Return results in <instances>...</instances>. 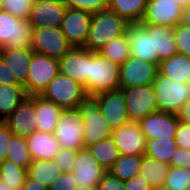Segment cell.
Returning a JSON list of instances; mask_svg holds the SVG:
<instances>
[{
  "label": "cell",
  "instance_id": "6da1fadb",
  "mask_svg": "<svg viewBox=\"0 0 190 190\" xmlns=\"http://www.w3.org/2000/svg\"><path fill=\"white\" fill-rule=\"evenodd\" d=\"M129 23L110 9L92 14L86 49L98 52L113 39L127 33Z\"/></svg>",
  "mask_w": 190,
  "mask_h": 190
},
{
  "label": "cell",
  "instance_id": "7a4b0ae2",
  "mask_svg": "<svg viewBox=\"0 0 190 190\" xmlns=\"http://www.w3.org/2000/svg\"><path fill=\"white\" fill-rule=\"evenodd\" d=\"M120 65L107 59L99 52L89 50V75L87 95L115 91L120 88Z\"/></svg>",
  "mask_w": 190,
  "mask_h": 190
},
{
  "label": "cell",
  "instance_id": "3957f363",
  "mask_svg": "<svg viewBox=\"0 0 190 190\" xmlns=\"http://www.w3.org/2000/svg\"><path fill=\"white\" fill-rule=\"evenodd\" d=\"M77 108L83 117L85 148L111 137L112 129L102 116L95 95H86Z\"/></svg>",
  "mask_w": 190,
  "mask_h": 190
},
{
  "label": "cell",
  "instance_id": "277c9868",
  "mask_svg": "<svg viewBox=\"0 0 190 190\" xmlns=\"http://www.w3.org/2000/svg\"><path fill=\"white\" fill-rule=\"evenodd\" d=\"M158 110L176 114L190 100V83H179L159 72L152 83Z\"/></svg>",
  "mask_w": 190,
  "mask_h": 190
},
{
  "label": "cell",
  "instance_id": "5b68a950",
  "mask_svg": "<svg viewBox=\"0 0 190 190\" xmlns=\"http://www.w3.org/2000/svg\"><path fill=\"white\" fill-rule=\"evenodd\" d=\"M59 72L58 59L33 53L26 83L23 85L27 96L41 95Z\"/></svg>",
  "mask_w": 190,
  "mask_h": 190
},
{
  "label": "cell",
  "instance_id": "8992f818",
  "mask_svg": "<svg viewBox=\"0 0 190 190\" xmlns=\"http://www.w3.org/2000/svg\"><path fill=\"white\" fill-rule=\"evenodd\" d=\"M40 96L62 109H69L76 108L86 93L82 85L59 72Z\"/></svg>",
  "mask_w": 190,
  "mask_h": 190
},
{
  "label": "cell",
  "instance_id": "52a82bcc",
  "mask_svg": "<svg viewBox=\"0 0 190 190\" xmlns=\"http://www.w3.org/2000/svg\"><path fill=\"white\" fill-rule=\"evenodd\" d=\"M61 147L79 150L84 146V122L78 108L63 109L54 133Z\"/></svg>",
  "mask_w": 190,
  "mask_h": 190
},
{
  "label": "cell",
  "instance_id": "ba28073f",
  "mask_svg": "<svg viewBox=\"0 0 190 190\" xmlns=\"http://www.w3.org/2000/svg\"><path fill=\"white\" fill-rule=\"evenodd\" d=\"M30 48L35 54L59 60L73 47L67 41L61 28L41 27L32 29Z\"/></svg>",
  "mask_w": 190,
  "mask_h": 190
},
{
  "label": "cell",
  "instance_id": "9c48e42d",
  "mask_svg": "<svg viewBox=\"0 0 190 190\" xmlns=\"http://www.w3.org/2000/svg\"><path fill=\"white\" fill-rule=\"evenodd\" d=\"M119 89L122 90L125 96L130 122L138 123L145 116L159 111L152 84Z\"/></svg>",
  "mask_w": 190,
  "mask_h": 190
},
{
  "label": "cell",
  "instance_id": "30bf717a",
  "mask_svg": "<svg viewBox=\"0 0 190 190\" xmlns=\"http://www.w3.org/2000/svg\"><path fill=\"white\" fill-rule=\"evenodd\" d=\"M32 29L28 20L16 18L9 12L1 10L0 48H29Z\"/></svg>",
  "mask_w": 190,
  "mask_h": 190
},
{
  "label": "cell",
  "instance_id": "8fae6325",
  "mask_svg": "<svg viewBox=\"0 0 190 190\" xmlns=\"http://www.w3.org/2000/svg\"><path fill=\"white\" fill-rule=\"evenodd\" d=\"M158 64L130 56L120 65V88L150 85L158 74Z\"/></svg>",
  "mask_w": 190,
  "mask_h": 190
},
{
  "label": "cell",
  "instance_id": "7c38bea8",
  "mask_svg": "<svg viewBox=\"0 0 190 190\" xmlns=\"http://www.w3.org/2000/svg\"><path fill=\"white\" fill-rule=\"evenodd\" d=\"M127 35L132 56L159 64L157 52H154V25L129 23Z\"/></svg>",
  "mask_w": 190,
  "mask_h": 190
},
{
  "label": "cell",
  "instance_id": "4fadbf2b",
  "mask_svg": "<svg viewBox=\"0 0 190 190\" xmlns=\"http://www.w3.org/2000/svg\"><path fill=\"white\" fill-rule=\"evenodd\" d=\"M183 10L175 0H148L141 23L174 27L181 22Z\"/></svg>",
  "mask_w": 190,
  "mask_h": 190
},
{
  "label": "cell",
  "instance_id": "5bb4252c",
  "mask_svg": "<svg viewBox=\"0 0 190 190\" xmlns=\"http://www.w3.org/2000/svg\"><path fill=\"white\" fill-rule=\"evenodd\" d=\"M91 18L92 13L90 12L67 7L62 20L61 31L73 48L86 45Z\"/></svg>",
  "mask_w": 190,
  "mask_h": 190
},
{
  "label": "cell",
  "instance_id": "9a60e30c",
  "mask_svg": "<svg viewBox=\"0 0 190 190\" xmlns=\"http://www.w3.org/2000/svg\"><path fill=\"white\" fill-rule=\"evenodd\" d=\"M66 10L62 0H35L28 21L32 28H61Z\"/></svg>",
  "mask_w": 190,
  "mask_h": 190
},
{
  "label": "cell",
  "instance_id": "2e32d148",
  "mask_svg": "<svg viewBox=\"0 0 190 190\" xmlns=\"http://www.w3.org/2000/svg\"><path fill=\"white\" fill-rule=\"evenodd\" d=\"M99 101V108L105 121L113 130L129 123L125 104V96L121 89L95 95Z\"/></svg>",
  "mask_w": 190,
  "mask_h": 190
},
{
  "label": "cell",
  "instance_id": "e0dca14e",
  "mask_svg": "<svg viewBox=\"0 0 190 190\" xmlns=\"http://www.w3.org/2000/svg\"><path fill=\"white\" fill-rule=\"evenodd\" d=\"M4 123L14 135L28 137L33 134L37 130L35 95L26 96Z\"/></svg>",
  "mask_w": 190,
  "mask_h": 190
},
{
  "label": "cell",
  "instance_id": "ac0fdd59",
  "mask_svg": "<svg viewBox=\"0 0 190 190\" xmlns=\"http://www.w3.org/2000/svg\"><path fill=\"white\" fill-rule=\"evenodd\" d=\"M106 172L87 148L77 150L72 170L77 186L97 187Z\"/></svg>",
  "mask_w": 190,
  "mask_h": 190
},
{
  "label": "cell",
  "instance_id": "d6986e66",
  "mask_svg": "<svg viewBox=\"0 0 190 190\" xmlns=\"http://www.w3.org/2000/svg\"><path fill=\"white\" fill-rule=\"evenodd\" d=\"M61 74L72 78L84 87L87 95V80L89 75V50L85 47H75L59 59Z\"/></svg>",
  "mask_w": 190,
  "mask_h": 190
},
{
  "label": "cell",
  "instance_id": "ffe728a7",
  "mask_svg": "<svg viewBox=\"0 0 190 190\" xmlns=\"http://www.w3.org/2000/svg\"><path fill=\"white\" fill-rule=\"evenodd\" d=\"M146 140L175 137L179 120L176 114L157 111L138 122Z\"/></svg>",
  "mask_w": 190,
  "mask_h": 190
},
{
  "label": "cell",
  "instance_id": "44dd1931",
  "mask_svg": "<svg viewBox=\"0 0 190 190\" xmlns=\"http://www.w3.org/2000/svg\"><path fill=\"white\" fill-rule=\"evenodd\" d=\"M112 138L120 155L143 156L146 149V138L138 123L129 122L112 131Z\"/></svg>",
  "mask_w": 190,
  "mask_h": 190
},
{
  "label": "cell",
  "instance_id": "7402d4cb",
  "mask_svg": "<svg viewBox=\"0 0 190 190\" xmlns=\"http://www.w3.org/2000/svg\"><path fill=\"white\" fill-rule=\"evenodd\" d=\"M25 139L32 160H53L61 148L53 133L36 130Z\"/></svg>",
  "mask_w": 190,
  "mask_h": 190
},
{
  "label": "cell",
  "instance_id": "603a6c76",
  "mask_svg": "<svg viewBox=\"0 0 190 190\" xmlns=\"http://www.w3.org/2000/svg\"><path fill=\"white\" fill-rule=\"evenodd\" d=\"M33 51L31 48H0V56L8 66L16 80L24 85L28 75V68L32 61Z\"/></svg>",
  "mask_w": 190,
  "mask_h": 190
},
{
  "label": "cell",
  "instance_id": "cb8c5ba5",
  "mask_svg": "<svg viewBox=\"0 0 190 190\" xmlns=\"http://www.w3.org/2000/svg\"><path fill=\"white\" fill-rule=\"evenodd\" d=\"M62 110L63 109L55 103L44 99L40 95H35L37 130L47 133H54Z\"/></svg>",
  "mask_w": 190,
  "mask_h": 190
},
{
  "label": "cell",
  "instance_id": "d4e9b609",
  "mask_svg": "<svg viewBox=\"0 0 190 190\" xmlns=\"http://www.w3.org/2000/svg\"><path fill=\"white\" fill-rule=\"evenodd\" d=\"M158 71L176 82L190 83V57L176 53L171 58L160 61Z\"/></svg>",
  "mask_w": 190,
  "mask_h": 190
},
{
  "label": "cell",
  "instance_id": "484cf974",
  "mask_svg": "<svg viewBox=\"0 0 190 190\" xmlns=\"http://www.w3.org/2000/svg\"><path fill=\"white\" fill-rule=\"evenodd\" d=\"M148 0H108V9L128 23H141Z\"/></svg>",
  "mask_w": 190,
  "mask_h": 190
},
{
  "label": "cell",
  "instance_id": "4316f807",
  "mask_svg": "<svg viewBox=\"0 0 190 190\" xmlns=\"http://www.w3.org/2000/svg\"><path fill=\"white\" fill-rule=\"evenodd\" d=\"M26 96L23 85H0V120L5 121Z\"/></svg>",
  "mask_w": 190,
  "mask_h": 190
},
{
  "label": "cell",
  "instance_id": "83f0119b",
  "mask_svg": "<svg viewBox=\"0 0 190 190\" xmlns=\"http://www.w3.org/2000/svg\"><path fill=\"white\" fill-rule=\"evenodd\" d=\"M169 168L170 164L143 155L139 174L144 177L152 187H158L165 184Z\"/></svg>",
  "mask_w": 190,
  "mask_h": 190
},
{
  "label": "cell",
  "instance_id": "f1b7e54d",
  "mask_svg": "<svg viewBox=\"0 0 190 190\" xmlns=\"http://www.w3.org/2000/svg\"><path fill=\"white\" fill-rule=\"evenodd\" d=\"M61 173L57 163L53 160H32L27 171V175L31 179L38 181L48 188Z\"/></svg>",
  "mask_w": 190,
  "mask_h": 190
},
{
  "label": "cell",
  "instance_id": "f546056e",
  "mask_svg": "<svg viewBox=\"0 0 190 190\" xmlns=\"http://www.w3.org/2000/svg\"><path fill=\"white\" fill-rule=\"evenodd\" d=\"M154 52H157L159 61L169 59L177 53L173 27L154 25Z\"/></svg>",
  "mask_w": 190,
  "mask_h": 190
},
{
  "label": "cell",
  "instance_id": "4dcf8cb0",
  "mask_svg": "<svg viewBox=\"0 0 190 190\" xmlns=\"http://www.w3.org/2000/svg\"><path fill=\"white\" fill-rule=\"evenodd\" d=\"M86 148L106 171H108L114 162L120 157V151L112 136L98 143L87 146Z\"/></svg>",
  "mask_w": 190,
  "mask_h": 190
},
{
  "label": "cell",
  "instance_id": "1f68e13d",
  "mask_svg": "<svg viewBox=\"0 0 190 190\" xmlns=\"http://www.w3.org/2000/svg\"><path fill=\"white\" fill-rule=\"evenodd\" d=\"M176 148L175 137L146 140L144 155L170 164Z\"/></svg>",
  "mask_w": 190,
  "mask_h": 190
},
{
  "label": "cell",
  "instance_id": "d6a6232c",
  "mask_svg": "<svg viewBox=\"0 0 190 190\" xmlns=\"http://www.w3.org/2000/svg\"><path fill=\"white\" fill-rule=\"evenodd\" d=\"M142 156L120 155L107 171L122 181L129 180L140 173Z\"/></svg>",
  "mask_w": 190,
  "mask_h": 190
},
{
  "label": "cell",
  "instance_id": "836d02e7",
  "mask_svg": "<svg viewBox=\"0 0 190 190\" xmlns=\"http://www.w3.org/2000/svg\"><path fill=\"white\" fill-rule=\"evenodd\" d=\"M98 52L114 63L121 65L131 56L130 41L127 33L113 39Z\"/></svg>",
  "mask_w": 190,
  "mask_h": 190
},
{
  "label": "cell",
  "instance_id": "e575fe53",
  "mask_svg": "<svg viewBox=\"0 0 190 190\" xmlns=\"http://www.w3.org/2000/svg\"><path fill=\"white\" fill-rule=\"evenodd\" d=\"M6 159L28 171L29 165L32 163V158L25 137L12 136Z\"/></svg>",
  "mask_w": 190,
  "mask_h": 190
},
{
  "label": "cell",
  "instance_id": "d590c367",
  "mask_svg": "<svg viewBox=\"0 0 190 190\" xmlns=\"http://www.w3.org/2000/svg\"><path fill=\"white\" fill-rule=\"evenodd\" d=\"M26 177L27 170L12 161L5 159L0 164V178L11 190H21Z\"/></svg>",
  "mask_w": 190,
  "mask_h": 190
},
{
  "label": "cell",
  "instance_id": "8d00e7d4",
  "mask_svg": "<svg viewBox=\"0 0 190 190\" xmlns=\"http://www.w3.org/2000/svg\"><path fill=\"white\" fill-rule=\"evenodd\" d=\"M2 10L12 16L28 20L35 0H1Z\"/></svg>",
  "mask_w": 190,
  "mask_h": 190
},
{
  "label": "cell",
  "instance_id": "74e56055",
  "mask_svg": "<svg viewBox=\"0 0 190 190\" xmlns=\"http://www.w3.org/2000/svg\"><path fill=\"white\" fill-rule=\"evenodd\" d=\"M164 185L169 190H190L188 173L184 168L170 166Z\"/></svg>",
  "mask_w": 190,
  "mask_h": 190
},
{
  "label": "cell",
  "instance_id": "f35d334b",
  "mask_svg": "<svg viewBox=\"0 0 190 190\" xmlns=\"http://www.w3.org/2000/svg\"><path fill=\"white\" fill-rule=\"evenodd\" d=\"M177 53L190 57V26L181 23L173 27Z\"/></svg>",
  "mask_w": 190,
  "mask_h": 190
},
{
  "label": "cell",
  "instance_id": "ab89813d",
  "mask_svg": "<svg viewBox=\"0 0 190 190\" xmlns=\"http://www.w3.org/2000/svg\"><path fill=\"white\" fill-rule=\"evenodd\" d=\"M68 8L97 13L108 8V0H62Z\"/></svg>",
  "mask_w": 190,
  "mask_h": 190
},
{
  "label": "cell",
  "instance_id": "60d3db41",
  "mask_svg": "<svg viewBox=\"0 0 190 190\" xmlns=\"http://www.w3.org/2000/svg\"><path fill=\"white\" fill-rule=\"evenodd\" d=\"M76 155L77 150L61 147L53 161L57 163L58 168L62 173H69L73 170Z\"/></svg>",
  "mask_w": 190,
  "mask_h": 190
},
{
  "label": "cell",
  "instance_id": "b9f144b4",
  "mask_svg": "<svg viewBox=\"0 0 190 190\" xmlns=\"http://www.w3.org/2000/svg\"><path fill=\"white\" fill-rule=\"evenodd\" d=\"M76 181L73 178L72 172L61 173L60 176L49 187V190H76Z\"/></svg>",
  "mask_w": 190,
  "mask_h": 190
},
{
  "label": "cell",
  "instance_id": "7bdbcfd3",
  "mask_svg": "<svg viewBox=\"0 0 190 190\" xmlns=\"http://www.w3.org/2000/svg\"><path fill=\"white\" fill-rule=\"evenodd\" d=\"M98 190H125L124 181L106 172L97 185Z\"/></svg>",
  "mask_w": 190,
  "mask_h": 190
},
{
  "label": "cell",
  "instance_id": "ee69618b",
  "mask_svg": "<svg viewBox=\"0 0 190 190\" xmlns=\"http://www.w3.org/2000/svg\"><path fill=\"white\" fill-rule=\"evenodd\" d=\"M175 142L177 147L190 150V126L183 124L179 121V124L175 133Z\"/></svg>",
  "mask_w": 190,
  "mask_h": 190
},
{
  "label": "cell",
  "instance_id": "f6af8a7d",
  "mask_svg": "<svg viewBox=\"0 0 190 190\" xmlns=\"http://www.w3.org/2000/svg\"><path fill=\"white\" fill-rule=\"evenodd\" d=\"M13 135L5 123L0 127V164L7 158L8 147H10V140Z\"/></svg>",
  "mask_w": 190,
  "mask_h": 190
},
{
  "label": "cell",
  "instance_id": "bcb514c9",
  "mask_svg": "<svg viewBox=\"0 0 190 190\" xmlns=\"http://www.w3.org/2000/svg\"><path fill=\"white\" fill-rule=\"evenodd\" d=\"M170 166L187 168L190 167V150L177 147L172 156Z\"/></svg>",
  "mask_w": 190,
  "mask_h": 190
},
{
  "label": "cell",
  "instance_id": "7dc6e473",
  "mask_svg": "<svg viewBox=\"0 0 190 190\" xmlns=\"http://www.w3.org/2000/svg\"><path fill=\"white\" fill-rule=\"evenodd\" d=\"M125 190H151L152 186L140 174L124 181Z\"/></svg>",
  "mask_w": 190,
  "mask_h": 190
},
{
  "label": "cell",
  "instance_id": "c3c4849f",
  "mask_svg": "<svg viewBox=\"0 0 190 190\" xmlns=\"http://www.w3.org/2000/svg\"><path fill=\"white\" fill-rule=\"evenodd\" d=\"M0 85H21L0 56Z\"/></svg>",
  "mask_w": 190,
  "mask_h": 190
},
{
  "label": "cell",
  "instance_id": "681fc988",
  "mask_svg": "<svg viewBox=\"0 0 190 190\" xmlns=\"http://www.w3.org/2000/svg\"><path fill=\"white\" fill-rule=\"evenodd\" d=\"M176 116L180 122L190 126V100L182 104Z\"/></svg>",
  "mask_w": 190,
  "mask_h": 190
},
{
  "label": "cell",
  "instance_id": "f907efd6",
  "mask_svg": "<svg viewBox=\"0 0 190 190\" xmlns=\"http://www.w3.org/2000/svg\"><path fill=\"white\" fill-rule=\"evenodd\" d=\"M21 190H49L48 187L42 185L38 181L31 179L28 175L24 181Z\"/></svg>",
  "mask_w": 190,
  "mask_h": 190
},
{
  "label": "cell",
  "instance_id": "816d5d0a",
  "mask_svg": "<svg viewBox=\"0 0 190 190\" xmlns=\"http://www.w3.org/2000/svg\"><path fill=\"white\" fill-rule=\"evenodd\" d=\"M180 23L185 26H190V7L184 8Z\"/></svg>",
  "mask_w": 190,
  "mask_h": 190
},
{
  "label": "cell",
  "instance_id": "f5cc1de1",
  "mask_svg": "<svg viewBox=\"0 0 190 190\" xmlns=\"http://www.w3.org/2000/svg\"><path fill=\"white\" fill-rule=\"evenodd\" d=\"M183 9L190 7V0H175Z\"/></svg>",
  "mask_w": 190,
  "mask_h": 190
},
{
  "label": "cell",
  "instance_id": "db71d44e",
  "mask_svg": "<svg viewBox=\"0 0 190 190\" xmlns=\"http://www.w3.org/2000/svg\"><path fill=\"white\" fill-rule=\"evenodd\" d=\"M76 190H98L97 187H84V186H77Z\"/></svg>",
  "mask_w": 190,
  "mask_h": 190
},
{
  "label": "cell",
  "instance_id": "11a10c76",
  "mask_svg": "<svg viewBox=\"0 0 190 190\" xmlns=\"http://www.w3.org/2000/svg\"><path fill=\"white\" fill-rule=\"evenodd\" d=\"M0 190H11L0 178Z\"/></svg>",
  "mask_w": 190,
  "mask_h": 190
},
{
  "label": "cell",
  "instance_id": "9f6ffc18",
  "mask_svg": "<svg viewBox=\"0 0 190 190\" xmlns=\"http://www.w3.org/2000/svg\"><path fill=\"white\" fill-rule=\"evenodd\" d=\"M151 190H169L165 185L158 186V187H152Z\"/></svg>",
  "mask_w": 190,
  "mask_h": 190
},
{
  "label": "cell",
  "instance_id": "6f0895ef",
  "mask_svg": "<svg viewBox=\"0 0 190 190\" xmlns=\"http://www.w3.org/2000/svg\"><path fill=\"white\" fill-rule=\"evenodd\" d=\"M185 171L188 173L189 183H190V167L185 168Z\"/></svg>",
  "mask_w": 190,
  "mask_h": 190
},
{
  "label": "cell",
  "instance_id": "680465c9",
  "mask_svg": "<svg viewBox=\"0 0 190 190\" xmlns=\"http://www.w3.org/2000/svg\"><path fill=\"white\" fill-rule=\"evenodd\" d=\"M4 124L3 120H0V127Z\"/></svg>",
  "mask_w": 190,
  "mask_h": 190
},
{
  "label": "cell",
  "instance_id": "91938a15",
  "mask_svg": "<svg viewBox=\"0 0 190 190\" xmlns=\"http://www.w3.org/2000/svg\"><path fill=\"white\" fill-rule=\"evenodd\" d=\"M2 10V1L0 0V11Z\"/></svg>",
  "mask_w": 190,
  "mask_h": 190
}]
</instances>
